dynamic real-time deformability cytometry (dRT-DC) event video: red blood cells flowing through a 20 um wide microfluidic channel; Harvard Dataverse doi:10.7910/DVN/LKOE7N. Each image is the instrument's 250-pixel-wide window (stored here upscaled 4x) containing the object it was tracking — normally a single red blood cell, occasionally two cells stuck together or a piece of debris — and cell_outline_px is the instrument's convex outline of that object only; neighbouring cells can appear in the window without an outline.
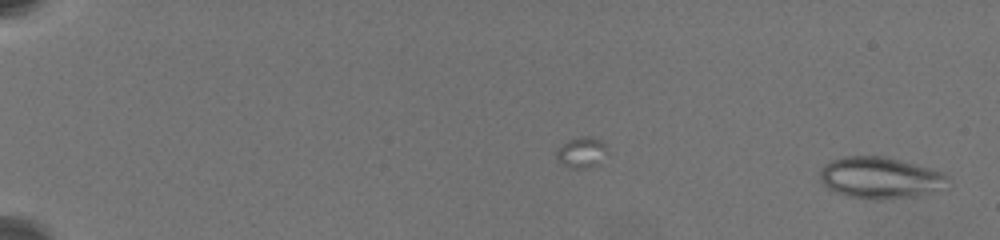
{"species": "common noctule bat (a hibernating species)", "species_latin": "Nyctalus noctula", "temperature_condition": "warm", "stored_images_in_passage": 6, "camera_frame_rate_fps": 3000, "um_per_image_px": 0.085, "animal": {"sex": "female", "body_mass_g": 19.5, "forearm_length_mm": 54.1}, "frame": {"image": 1, "passage_image": 6, "time_ms": 5.0, "image_size_px": [1000, 240], "cell_outline_px": [[948, 176], [936, 188], [912, 196], [848, 196], [836, 192], [828, 188], [820, 180], [820, 172], [824, 164], [832, 160], [844, 156], [884, 156], [900, 160], [944, 172]], "centroid_in_image_um": [74.69, 15.03], "position_along_channel_um": 10.3, "area_um2": 29.07}}